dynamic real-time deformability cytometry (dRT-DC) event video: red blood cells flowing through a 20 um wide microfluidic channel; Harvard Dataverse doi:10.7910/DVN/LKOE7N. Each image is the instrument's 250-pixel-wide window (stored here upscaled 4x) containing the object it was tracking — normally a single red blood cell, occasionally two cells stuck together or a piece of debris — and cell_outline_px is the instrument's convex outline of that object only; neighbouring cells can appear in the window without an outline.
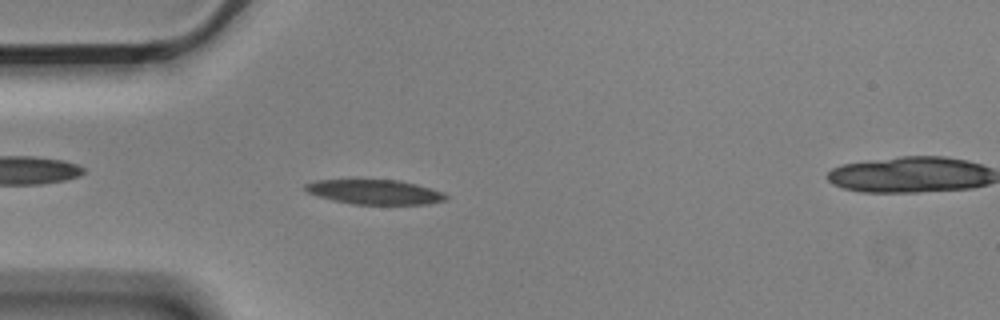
{"species": "Egyptian fruit bat (a non-hibernating species)", "species_latin": "Rousettus aegyptiacus", "temperature_condition": "cold", "stored_images_in_passage": 3, "camera_frame_rate_fps": 3000, "um_per_image_px": 0.085, "animal": {"sex": "male"}, "frame": {"image": 1, "passage_image": 2, "time_ms": 0.333, "image_size_px": [1000, 320], "cell_outline_px": [[448, 196], [444, 200], [428, 204], [352, 204], [332, 200], [308, 192], [304, 188], [304, 184], [316, 180], [400, 180], [432, 188], [444, 192]], "centroid_in_image_um": [31.88, 16.31], "position_along_channel_um": 53.1, "area_um2": 20.11}}